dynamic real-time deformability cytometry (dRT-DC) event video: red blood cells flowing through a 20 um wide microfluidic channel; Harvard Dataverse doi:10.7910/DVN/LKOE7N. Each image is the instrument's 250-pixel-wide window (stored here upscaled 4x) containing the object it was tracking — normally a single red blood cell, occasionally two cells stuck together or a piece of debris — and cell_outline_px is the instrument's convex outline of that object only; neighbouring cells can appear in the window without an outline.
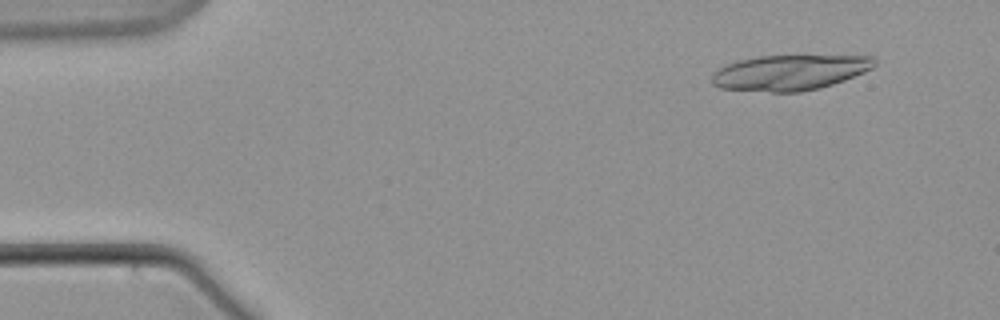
{"species": "common noctule bat (a hibernating species)", "species_latin": "Nyctalus noctula", "temperature_condition": "warm", "stored_images_in_passage": 20, "camera_frame_rate_fps": 3000, "um_per_image_px": 0.085, "animal": {"sex": "male", "body_mass_g": 21.5, "forearm_length_mm": 52.0}, "frame": {"image": 1, "passage_image": 5, "time_ms": 1.333, "image_size_px": [1000, 320], "cell_outline_px": [[876, 64], [872, 68], [864, 72], [844, 80], [820, 88], [800, 92], [772, 92], [720, 88], [712, 84], [712, 72], [736, 60], [760, 56], [872, 56], [876, 60]], "centroid_in_image_um": [67.11, 6.17], "position_along_channel_um": 17.9, "area_um2": 33.41}}